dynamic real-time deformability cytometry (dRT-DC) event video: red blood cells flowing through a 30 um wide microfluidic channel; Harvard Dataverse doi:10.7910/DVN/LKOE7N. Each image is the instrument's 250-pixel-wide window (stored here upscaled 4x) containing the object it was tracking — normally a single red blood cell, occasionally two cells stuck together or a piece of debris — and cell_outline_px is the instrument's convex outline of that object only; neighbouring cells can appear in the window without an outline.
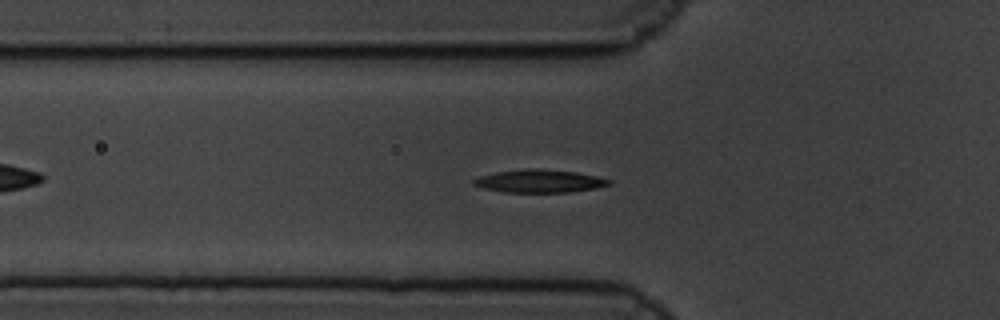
{"species": "common noctule bat (a hibernating species)", "species_latin": "Nyctalus noctula", "temperature_condition": "cold", "stored_images_in_passage": 52, "camera_frame_rate_fps": 3000, "um_per_image_px": 0.085, "animal": {"sex": "male", "body_mass_g": 19.5, "forearm_length_mm": 54.6}, "frame": {"image": 1, "passage_image": 11, "time_ms": 3.333, "image_size_px": [1000, 320], "cell_outline_px": [[612, 184], [596, 188], [568, 192], [504, 192], [484, 188], [472, 184], [472, 180], [480, 176], [496, 172], [528, 168], [576, 172], [596, 176], [612, 180]], "centroid_in_image_um": [45.86, 15.4], "position_along_channel_um": 79.9, "area_um2": 17.92}}
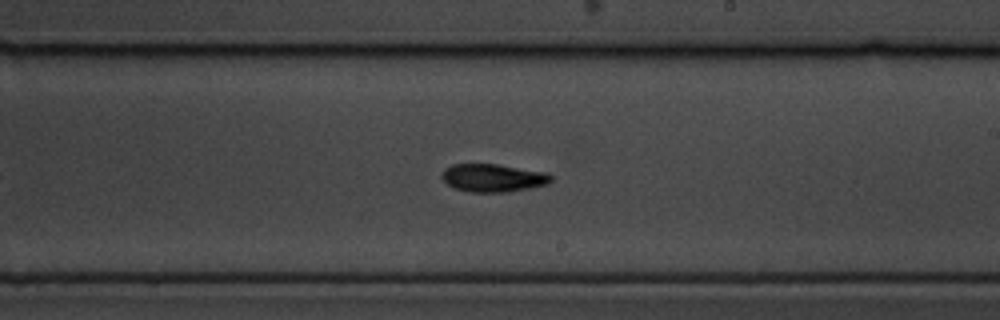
{"frame": {"image": 2, "passage_image": 26, "time_ms": 8.333, "image_size_px": [1000, 320], "cell_outline_px": [[552, 180], [548, 184], [508, 192], [468, 192], [456, 188], [448, 184], [440, 176], [444, 168], [452, 164], [496, 164], [548, 172], [552, 176]], "centroid_in_image_um": [41.91, 15.11], "position_along_channel_um": 247.1, "area_um2": 17.86}}
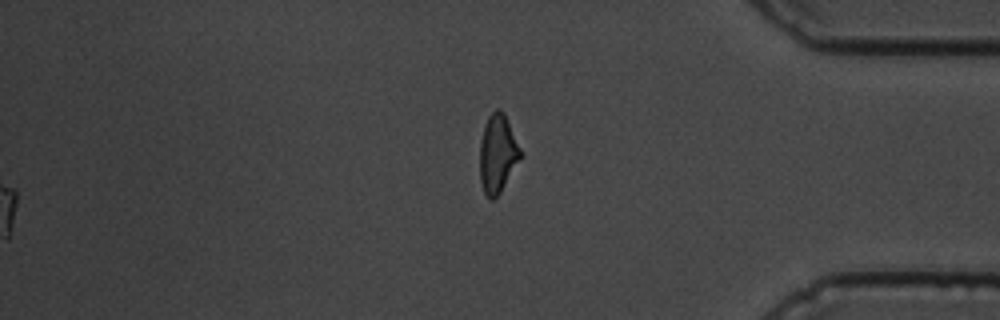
{"frame": {"image": 3, "passage_image": 52, "time_ms": 17.0, "image_size_px": [1000, 320], "cell_outline_px": [[524, 156], [500, 192], [492, 200], [488, 200], [484, 192], [480, 180], [480, 144], [484, 124], [488, 116], [496, 108], [500, 108], [504, 112], [524, 152]], "centroid_in_image_um": [42.34, 13.04], "position_along_channel_um": 392.9, "area_um2": 19.13}, "authors_computed_cell_mechanics": {"area_um2": 17.5423, "velocity_mm_per_s": 3.3413, "shape_relaxation_time_tau1_ms": 4.0083, "shape_relaxation_time_tau2_ms": 5.007, "deformation_change_tau1": 0.1514, "deformation_change_tau2": 0.0989}}